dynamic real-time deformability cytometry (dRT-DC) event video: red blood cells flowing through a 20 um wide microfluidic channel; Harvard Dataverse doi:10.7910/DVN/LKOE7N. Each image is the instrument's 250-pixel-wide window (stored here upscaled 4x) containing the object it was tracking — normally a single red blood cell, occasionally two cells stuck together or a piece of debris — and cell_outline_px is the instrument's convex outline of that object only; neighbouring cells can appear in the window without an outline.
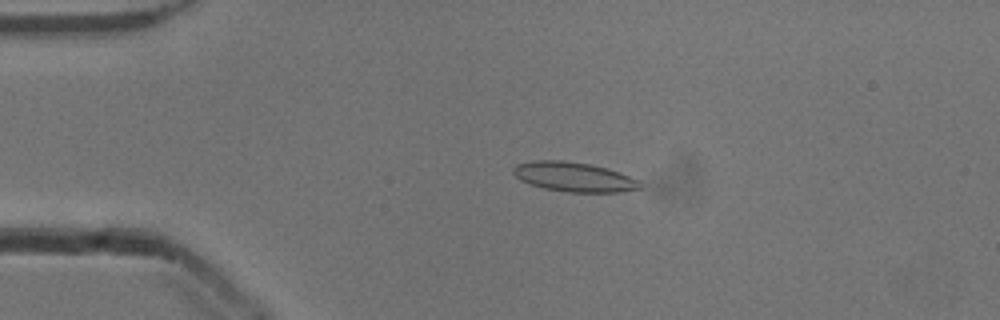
{"species": "common noctule bat (a hibernating species)", "species_latin": "Nyctalus noctula", "temperature_condition": "cold", "stored_images_in_passage": 45, "camera_frame_rate_fps": 3000, "um_per_image_px": 0.085, "animal": {"sex": "male", "body_mass_g": 13.3}, "frame": {"image": 1, "passage_image": 4, "time_ms": 1.0, "image_size_px": [1000, 320], "cell_outline_px": [[644, 188], [620, 192], [568, 192], [544, 188], [520, 180], [512, 172], [512, 168], [516, 164], [532, 160], [560, 160], [588, 164], [604, 168], [640, 180], [644, 184]], "centroid_in_image_um": [48.79, 15.04], "position_along_channel_um": 36.2, "area_um2": 21.73}}
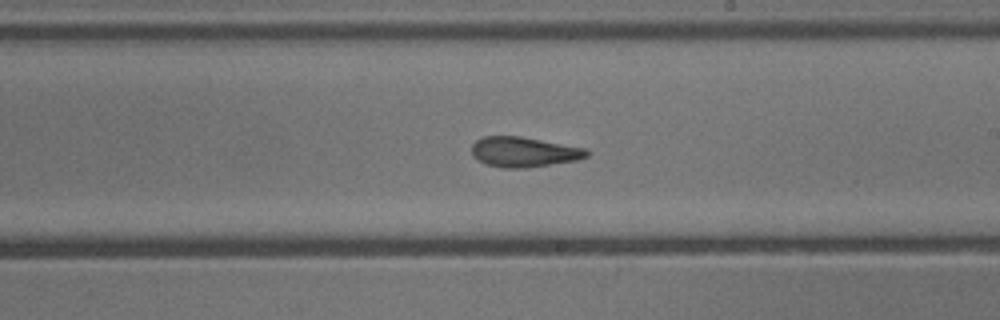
{"frame": {"image": 2, "passage_image": 23, "time_ms": 7.333, "image_size_px": [1000, 320], "cell_outline_px": [[592, 152], [588, 156], [576, 160], [528, 168], [504, 168], [488, 164], [472, 156], [472, 144], [476, 140], [484, 136], [520, 136], [588, 148]], "centroid_in_image_um": [44.58, 12.91], "position_along_channel_um": 244.4, "area_um2": 20.29}}
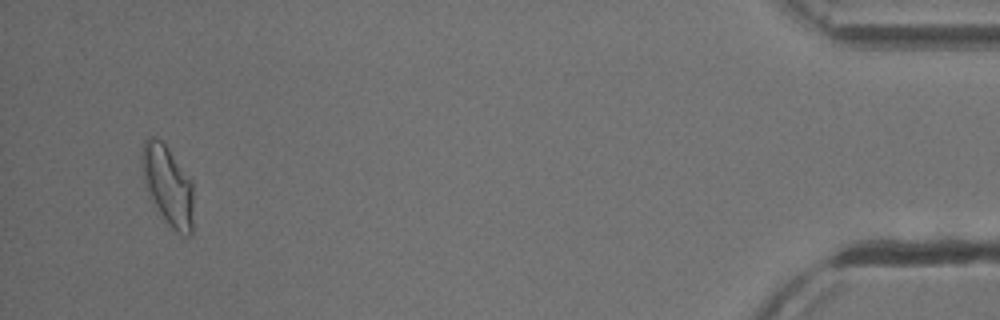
{"frame": {"image": 3, "passage_image": 43, "time_ms": 14.0, "image_size_px": [1000, 320], "cell_outline_px": [[192, 232], [188, 236], [180, 236], [172, 228], [160, 212], [152, 200], [144, 184], [140, 156], [140, 152], [144, 140], [148, 136], [152, 136], [160, 140], [164, 144], [192, 180]], "centroid_in_image_um": [14.25, 15.74], "position_along_channel_um": 421.0, "area_um2": 23.81}, "authors_computed_cell_mechanics": {"area_um2": 20.9814, "velocity_mm_per_s": 3.8857, "shape_relaxation_time_tau1_ms": null, "shape_relaxation_time_tau2_ms": 2.7897, "deformation_change_tau1": null, "deformation_change_tau2": 0.1}}